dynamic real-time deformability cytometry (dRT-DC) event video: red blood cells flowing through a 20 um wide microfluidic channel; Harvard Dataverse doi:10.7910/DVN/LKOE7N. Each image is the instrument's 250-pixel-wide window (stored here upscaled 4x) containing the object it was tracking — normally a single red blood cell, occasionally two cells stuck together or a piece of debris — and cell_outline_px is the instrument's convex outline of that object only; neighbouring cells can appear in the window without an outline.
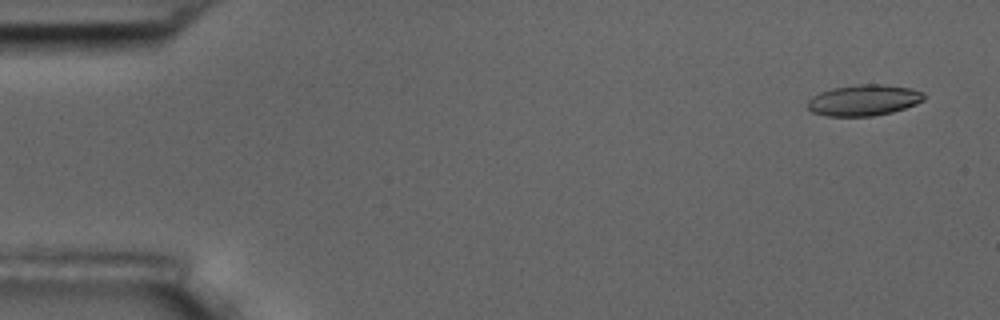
{"species": "common noctule bat (a hibernating species)", "species_latin": "Nyctalus noctula", "temperature_condition": "room temperature", "stored_images_in_passage": 5, "camera_frame_rate_fps": 3000, "um_per_image_px": 0.085, "animal": {"sex": "male", "body_mass_g": 17.5, "forearm_length_mm": 52.3}, "frame": {"image": 1, "passage_image": 1, "time_ms": 0.0, "image_size_px": [1000, 320], "cell_outline_px": [[924, 100], [916, 104], [892, 112], [872, 116], [824, 116], [812, 112], [808, 108], [808, 100], [812, 96], [820, 92], [832, 88], [860, 84], [884, 84], [912, 88], [924, 92]], "centroid_in_image_um": [73.43, 8.51], "position_along_channel_um": 11.6, "area_um2": 21.15}}
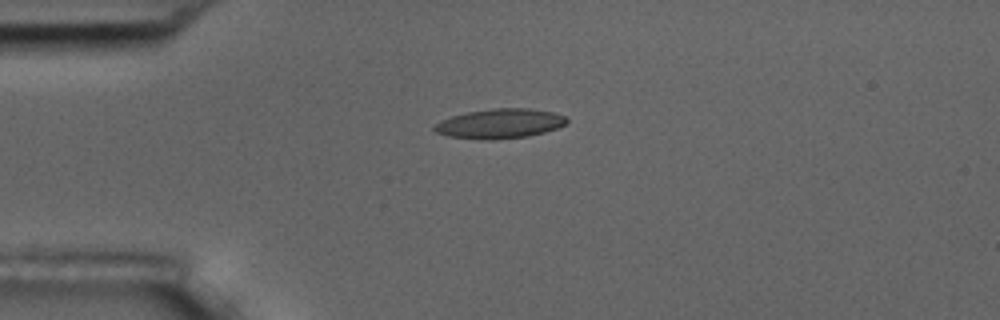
{"frame": {"image": 2, "passage_image": 4, "time_ms": 3.667, "image_size_px": [1000, 320], "cell_outline_px": [[568, 120], [564, 124], [556, 128], [544, 132], [528, 136], [492, 140], [488, 140], [448, 136], [436, 132], [432, 128], [440, 120], [452, 116], [468, 112], [492, 108], [528, 108], [552, 112], [564, 116]], "centroid_in_image_um": [42.46, 10.5], "position_along_channel_um": 42.5, "area_um2": 22.66}}